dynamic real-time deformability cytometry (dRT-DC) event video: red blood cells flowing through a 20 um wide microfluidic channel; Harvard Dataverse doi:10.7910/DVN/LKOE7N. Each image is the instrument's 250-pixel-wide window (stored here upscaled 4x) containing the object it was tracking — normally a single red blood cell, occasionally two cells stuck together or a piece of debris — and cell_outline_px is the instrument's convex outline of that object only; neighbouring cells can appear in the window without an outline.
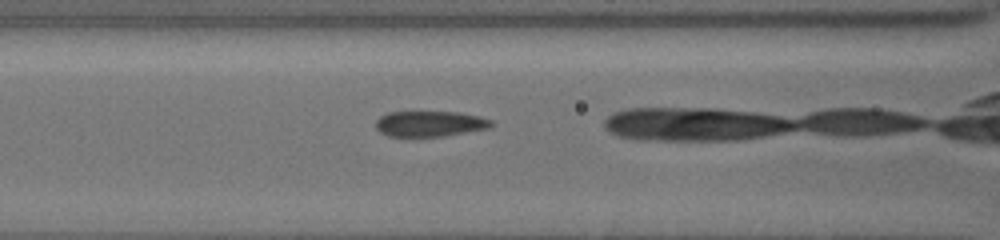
{"species": "common noctule bat (a hibernating species)", "species_latin": "Nyctalus noctula", "temperature_condition": "cold", "stored_images_in_passage": 14, "camera_frame_rate_fps": 3000, "um_per_image_px": 0.085, "animal": {"sex": "female", "body_mass_g": 19.5, "forearm_length_mm": 54.1}, "frame": {"image": 1, "passage_image": 7, "time_ms": 1.667, "image_size_px": [1000, 240], "cell_outline_px": [[492, 124], [488, 128], [444, 136], [388, 136], [380, 132], [376, 128], [376, 120], [380, 116], [388, 112], [456, 112], [480, 116], [492, 120]], "centroid_in_image_um": [36.52, 10.51], "position_along_channel_um": 130.1, "area_um2": 17.11}}